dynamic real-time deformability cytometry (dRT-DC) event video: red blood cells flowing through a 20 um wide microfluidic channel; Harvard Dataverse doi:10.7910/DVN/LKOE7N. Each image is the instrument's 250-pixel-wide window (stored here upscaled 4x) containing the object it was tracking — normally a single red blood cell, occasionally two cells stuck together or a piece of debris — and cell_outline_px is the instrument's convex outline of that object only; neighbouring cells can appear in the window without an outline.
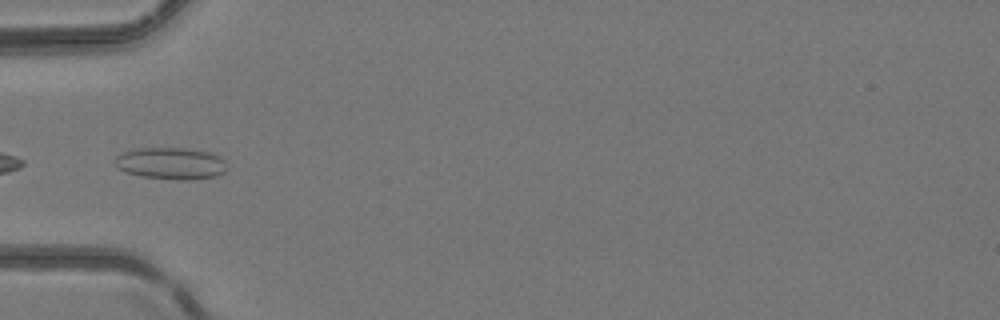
{"species": "common noctule bat (a hibernating species)", "species_latin": "Nyctalus noctula", "temperature_condition": "room temperature", "stored_images_in_passage": 14, "camera_frame_rate_fps": 3000, "um_per_image_px": 0.085, "animal": {"sex": "female", "body_mass_g": 24.6, "forearm_length_mm": 56.2}, "frame": {"image": 1, "passage_image": 1, "time_ms": 0.0, "image_size_px": [1000, 320], "cell_outline_px": [[224, 172], [216, 176], [144, 176], [128, 172], [120, 168], [116, 164], [116, 156], [124, 152], [140, 148], [188, 148], [212, 152], [224, 160]], "centroid_in_image_um": [14.52, 13.8], "position_along_channel_um": 70.5, "area_um2": 19.25}}
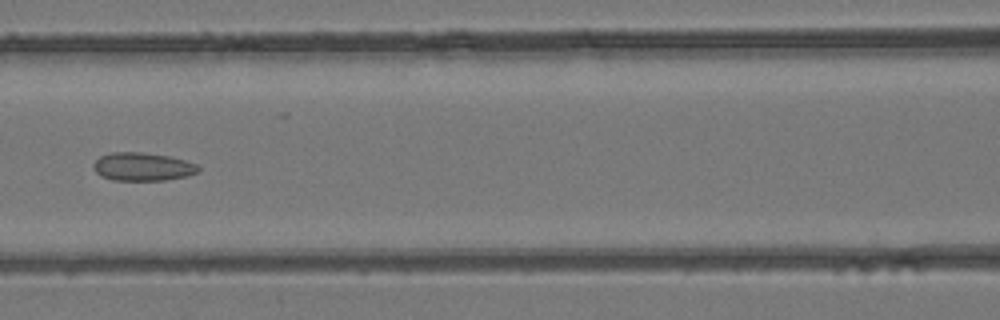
{"frame": {"image": 2, "passage_image": 7, "time_ms": 2.0, "image_size_px": [1000, 320], "cell_outline_px": [[200, 168], [196, 172], [188, 176], [164, 180], [112, 180], [96, 172], [92, 164], [100, 156], [112, 152], [140, 152], [168, 156], [184, 160], [196, 164]], "centroid_in_image_um": [12.11, 14.17], "position_along_channel_um": 154.5, "area_um2": 17.05}}
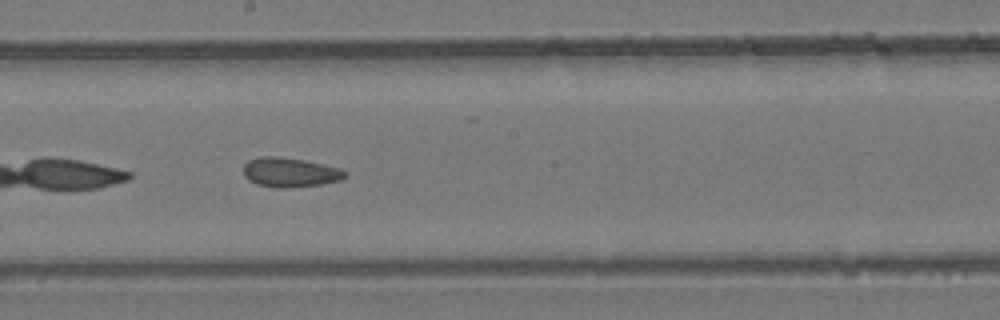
{"frame": {"image": 3, "passage_image": 12, "time_ms": 3.667, "image_size_px": [1000, 320], "cell_outline_px": [[348, 176], [340, 180], [320, 184], [280, 188], [256, 184], [248, 180], [244, 176], [244, 164], [248, 160], [260, 156], [276, 156], [304, 160], [336, 168], [348, 172]], "centroid_in_image_um": [24.61, 14.64], "position_along_channel_um": 223.6, "area_um2": 17.22}}